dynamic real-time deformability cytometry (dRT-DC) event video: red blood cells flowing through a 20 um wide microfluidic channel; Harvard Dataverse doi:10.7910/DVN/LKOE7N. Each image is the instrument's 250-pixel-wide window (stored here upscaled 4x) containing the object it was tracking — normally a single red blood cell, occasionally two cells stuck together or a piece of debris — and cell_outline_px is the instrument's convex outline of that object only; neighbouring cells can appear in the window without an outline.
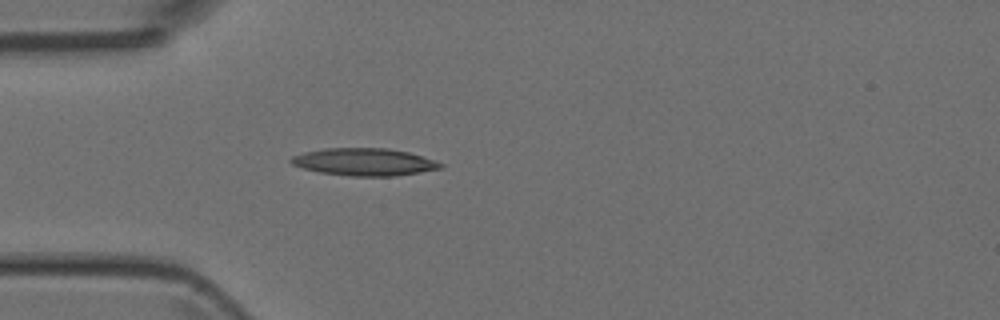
{"species": "Egyptian fruit bat (a non-hibernating species)", "species_latin": "Rousettus aegyptiacus", "temperature_condition": "room temperature", "stored_images_in_passage": 2, "camera_frame_rate_fps": 3000, "um_per_image_px": 0.085, "animal": {"sex": "female"}, "frame": {"image": 1, "passage_image": 2, "time_ms": 2.0, "image_size_px": [1000, 320], "cell_outline_px": [[444, 164], [440, 168], [420, 172], [392, 176], [352, 176], [320, 172], [304, 168], [292, 164], [288, 160], [292, 156], [304, 152], [324, 148], [388, 148], [408, 152]], "centroid_in_image_um": [30.92, 13.76], "position_along_channel_um": 54.1, "area_um2": 23.58}}